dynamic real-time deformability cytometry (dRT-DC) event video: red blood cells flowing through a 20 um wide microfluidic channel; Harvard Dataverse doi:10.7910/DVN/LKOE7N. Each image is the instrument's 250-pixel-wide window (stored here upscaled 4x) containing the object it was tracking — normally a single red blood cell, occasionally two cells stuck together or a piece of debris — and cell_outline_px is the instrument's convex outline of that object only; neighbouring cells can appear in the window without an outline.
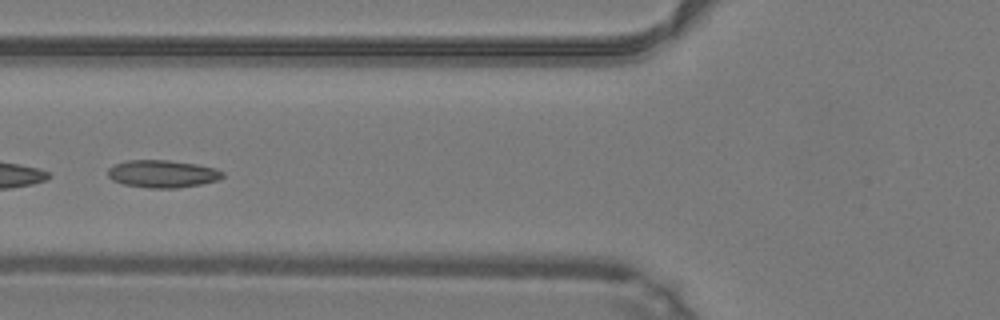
{"species": "common noctule bat (a hibernating species)", "species_latin": "Nyctalus noctula", "temperature_condition": "warm", "stored_images_in_passage": 35, "camera_frame_rate_fps": 3000, "um_per_image_px": 0.085, "animal": {"sex": "male", "body_mass_g": 19.2, "forearm_length_mm": 51.8}, "frame": {"image": 1, "passage_image": 6, "time_ms": 1.667, "image_size_px": [1000, 320], "cell_outline_px": [[224, 176], [220, 180], [200, 184], [176, 188], [148, 188], [124, 184], [112, 180], [108, 176], [108, 168], [116, 164], [128, 160], [168, 160], [196, 164], [216, 168], [224, 172]], "centroid_in_image_um": [13.84, 14.77], "position_along_channel_um": 112.0, "area_um2": 18.44}, "authors_computed_cell_mechanics": {"area_um2": 18.0336, "velocity_mm_per_s": 4.2239, "shape_relaxation_time_tau1_ms": 3.5236, "shape_relaxation_time_tau2_ms": 1.5128, "deformation_change_tau1": 0.1045, "deformation_change_tau2": 0.0774}}